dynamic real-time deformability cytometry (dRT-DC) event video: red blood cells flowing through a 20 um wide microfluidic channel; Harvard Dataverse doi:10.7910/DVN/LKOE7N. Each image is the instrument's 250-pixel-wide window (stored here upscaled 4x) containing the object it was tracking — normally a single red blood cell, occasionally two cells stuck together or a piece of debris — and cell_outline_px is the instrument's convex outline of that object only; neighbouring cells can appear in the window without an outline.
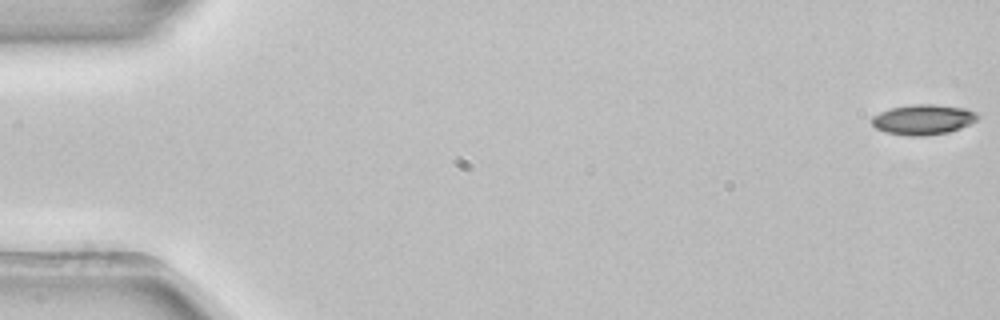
{"species": "common noctule bat (a hibernating species)", "species_latin": "Nyctalus noctula", "temperature_condition": "room temperature", "stored_images_in_passage": 53, "camera_frame_rate_fps": 3000, "um_per_image_px": 0.085, "animal": {"sex": "female", "body_mass_g": 22.7, "forearm_length_mm": 54.2}, "frame": {"image": 1, "passage_image": 1, "time_ms": 0.0, "image_size_px": [1000, 320], "cell_outline_px": [[980, 116], [976, 120], [960, 128], [948, 132], [924, 136], [912, 136], [884, 132], [876, 128], [872, 124], [872, 116], [880, 112], [892, 108], [912, 104], [936, 104], [964, 108], [976, 112]], "centroid_in_image_um": [78.46, 10.16], "position_along_channel_um": 6.5, "area_um2": 18.55}}
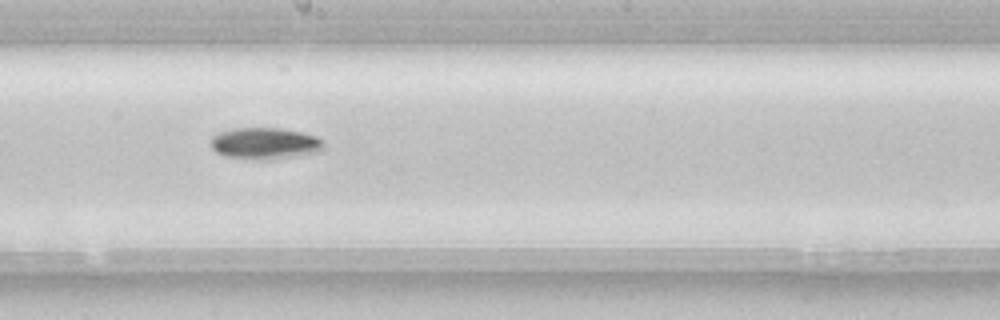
{"frame": {"image": 2, "passage_image": 30, "time_ms": 9.667, "image_size_px": [1000, 320], "cell_outline_px": [[324, 148], [320, 152], [276, 160], [252, 160], [224, 156], [216, 152], [212, 148], [212, 136], [220, 132], [232, 128], [284, 128], [304, 132], [316, 136], [324, 140]], "centroid_in_image_um": [22.57, 12.2], "position_along_channel_um": 225.6, "area_um2": 21.39}}
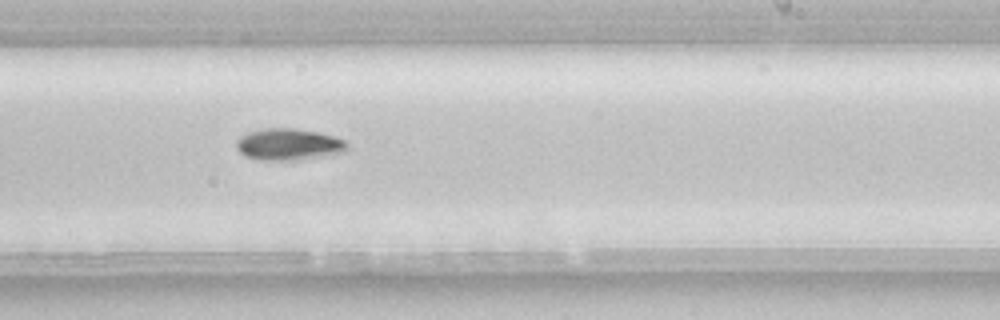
{"frame": {"image": 3, "passage_image": 33, "time_ms": 10.667, "image_size_px": [1000, 320], "cell_outline_px": [[348, 148], [344, 152], [300, 160], [256, 160], [244, 156], [236, 148], [236, 140], [240, 136], [248, 132], [264, 128], [292, 128], [316, 132], [332, 136], [344, 140], [348, 144]], "centroid_in_image_um": [24.49, 12.28], "position_along_channel_um": 264.5, "area_um2": 20.52}, "authors_computed_cell_mechanics": {"area_um2": 18.8428, "velocity_mm_per_s": 3.9082, "shape_relaxation_time_tau1_ms": 2.8626, "shape_relaxation_time_tau2_ms": null, "deformation_change_tau1": 0.0977, "deformation_change_tau2": null}}